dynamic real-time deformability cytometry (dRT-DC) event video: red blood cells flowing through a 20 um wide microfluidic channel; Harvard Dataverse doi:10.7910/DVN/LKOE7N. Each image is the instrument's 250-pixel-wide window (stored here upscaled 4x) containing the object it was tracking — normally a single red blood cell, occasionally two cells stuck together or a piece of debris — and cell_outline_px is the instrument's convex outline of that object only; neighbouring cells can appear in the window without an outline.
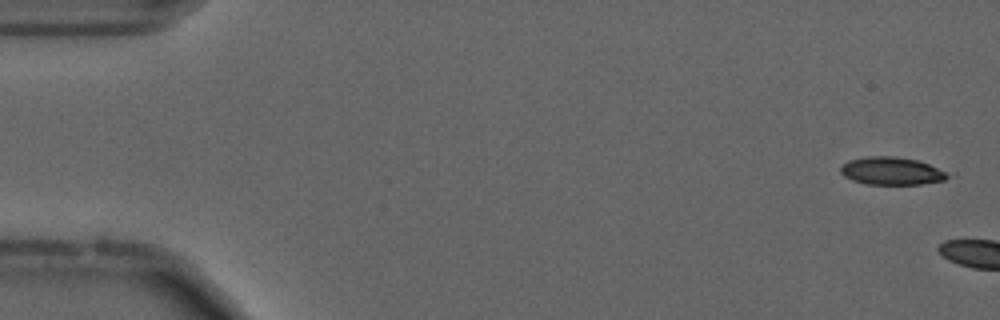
{"species": "common noctule bat (a hibernating species)", "species_latin": "Nyctalus noctula", "temperature_condition": "cold", "stored_images_in_passage": 5, "camera_frame_rate_fps": 3000, "um_per_image_px": 0.085, "animal": {"sex": "male", "forearm_length_mm": 52.5}, "frame": {"image": 1, "passage_image": 2, "time_ms": 0.333, "image_size_px": [1000, 320], "cell_outline_px": [[956, 176], [944, 180], [920, 184], [864, 184], [852, 180], [844, 176], [840, 172], [840, 168], [848, 160], [864, 156], [896, 156], [916, 160], [956, 172]], "centroid_in_image_um": [75.91, 14.53], "position_along_channel_um": 9.1, "area_um2": 17.92}}